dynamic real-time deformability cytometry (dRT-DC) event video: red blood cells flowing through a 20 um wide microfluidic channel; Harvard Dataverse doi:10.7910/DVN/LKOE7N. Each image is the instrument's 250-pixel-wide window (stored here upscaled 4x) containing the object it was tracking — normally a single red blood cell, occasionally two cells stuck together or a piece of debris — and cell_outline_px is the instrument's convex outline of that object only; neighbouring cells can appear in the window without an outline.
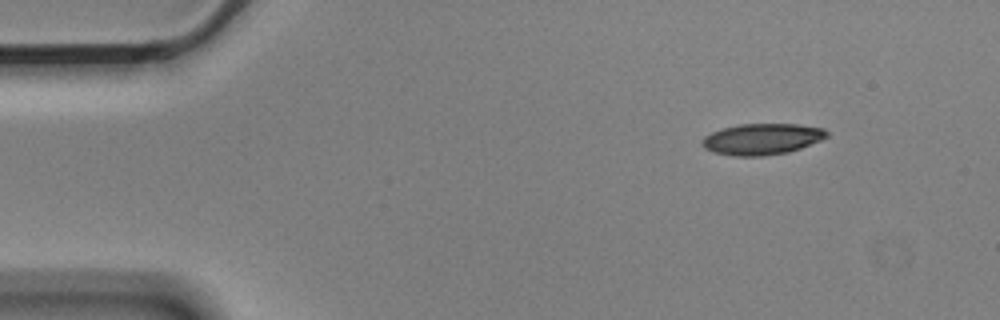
{"species": "Egyptian fruit bat (a non-hibernating species)", "species_latin": "Rousettus aegyptiacus", "temperature_condition": "cold", "stored_images_in_passage": 9, "camera_frame_rate_fps": 3000, "um_per_image_px": 0.085, "animal": {"sex": "male"}, "frame": {"image": 1, "passage_image": 1, "time_ms": 0.0, "image_size_px": [1000, 320], "cell_outline_px": [[828, 136], [820, 140], [800, 148], [788, 152], [764, 156], [736, 156], [712, 152], [704, 148], [700, 144], [700, 140], [704, 136], [712, 132], [724, 128], [740, 124], [796, 124], [824, 128], [828, 132]], "centroid_in_image_um": [64.74, 11.82], "position_along_channel_um": 20.3, "area_um2": 22.66}}
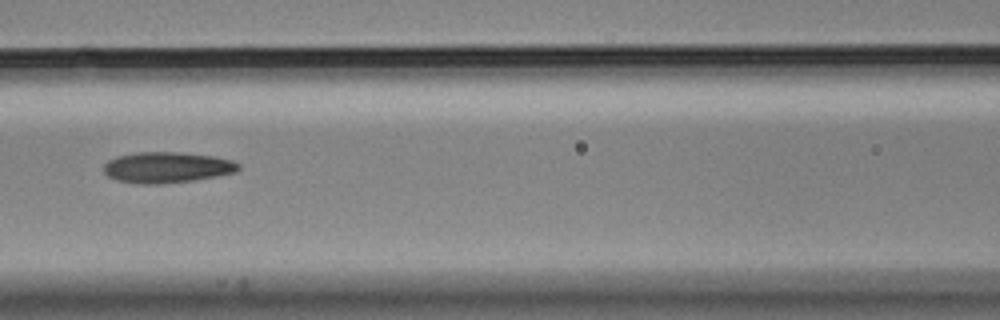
{"frame": {"image": 2, "passage_image": 6, "time_ms": 1.667, "image_size_px": [1000, 320], "cell_outline_px": [[240, 168], [236, 172], [216, 176], [192, 180], [160, 184], [140, 184], [116, 180], [108, 176], [104, 172], [104, 164], [108, 160], [116, 156], [136, 152], [180, 152], [216, 156], [232, 160], [240, 164]], "centroid_in_image_um": [14.19, 14.22], "position_along_channel_um": 152.4, "area_um2": 24.39}}
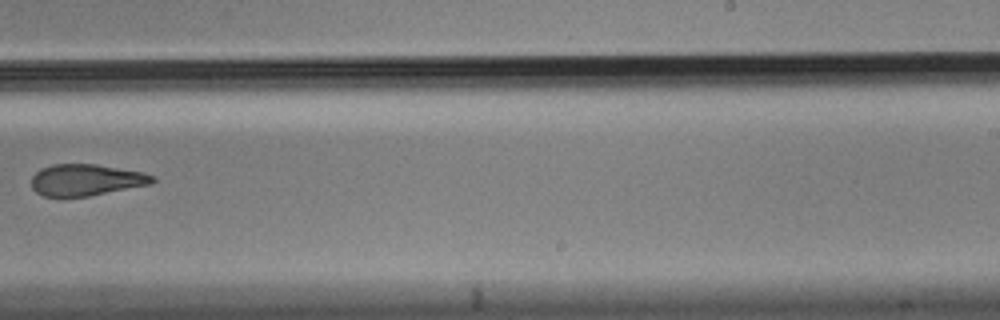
{"frame": {"image": 3, "passage_image": 9, "time_ms": 2.667, "image_size_px": [1000, 320], "cell_outline_px": [[156, 180], [152, 184], [88, 196], [44, 196], [36, 192], [32, 188], [32, 176], [40, 168], [52, 164], [96, 164], [144, 172], [156, 176]], "centroid_in_image_um": [7.34, 15.28], "position_along_channel_um": 281.7, "area_um2": 22.31}}